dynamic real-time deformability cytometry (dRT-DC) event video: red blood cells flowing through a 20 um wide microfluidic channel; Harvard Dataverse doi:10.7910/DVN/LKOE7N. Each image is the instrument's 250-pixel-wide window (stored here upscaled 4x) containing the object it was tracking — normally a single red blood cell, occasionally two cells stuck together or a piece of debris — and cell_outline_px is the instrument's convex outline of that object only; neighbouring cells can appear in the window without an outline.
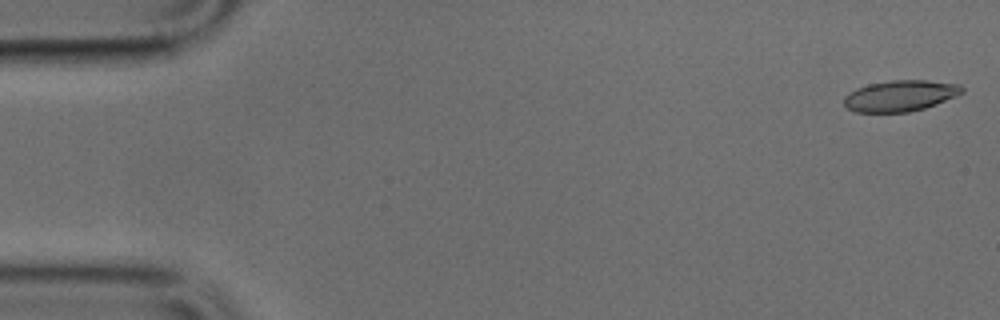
{"species": "common noctule bat (a hibernating species)", "species_latin": "Nyctalus noctula", "temperature_condition": "cold", "stored_images_in_passage": 42, "camera_frame_rate_fps": 3000, "um_per_image_px": 0.085, "animal": {"sex": "male", "body_mass_g": 17.9, "forearm_length_mm": 54.2}, "frame": {"image": 1, "passage_image": 1, "time_ms": 0.0, "image_size_px": [1000, 320], "cell_outline_px": [[964, 92], [956, 96], [936, 104], [924, 108], [908, 112], [856, 112], [848, 108], [844, 104], [844, 96], [856, 88], [868, 84], [892, 80], [928, 80], [960, 84], [964, 88]], "centroid_in_image_um": [76.54, 8.13], "position_along_channel_um": 8.5, "area_um2": 21.39}}
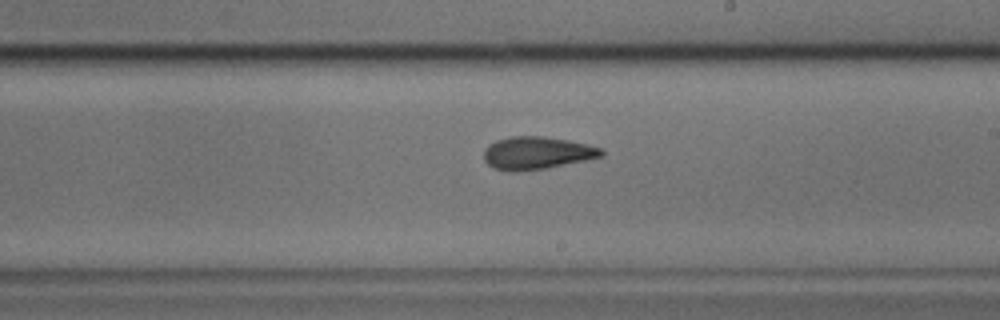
{"frame": {"image": 2, "passage_image": 28, "time_ms": 9.0, "image_size_px": [1000, 320], "cell_outline_px": [[604, 156], [544, 168], [516, 172], [508, 172], [492, 168], [484, 160], [484, 148], [488, 144], [496, 140], [512, 136], [544, 136], [568, 140], [588, 144], [604, 148]], "centroid_in_image_um": [45.61, 13.0], "position_along_channel_um": 243.4, "area_um2": 22.54}}
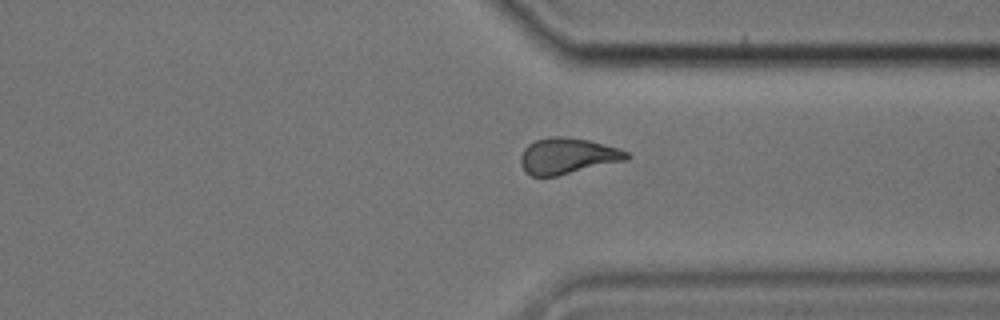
{"frame": {"image": 3, "passage_image": 37, "time_ms": 12.0, "image_size_px": [1000, 320], "cell_outline_px": [[632, 156], [628, 160], [556, 176], [532, 176], [524, 172], [520, 164], [520, 156], [524, 148], [528, 144], [536, 140], [548, 136], [560, 136], [588, 140], [616, 148], [628, 152]], "centroid_in_image_um": [48.21, 13.26], "position_along_channel_um": 363.2, "area_um2": 22.31}}